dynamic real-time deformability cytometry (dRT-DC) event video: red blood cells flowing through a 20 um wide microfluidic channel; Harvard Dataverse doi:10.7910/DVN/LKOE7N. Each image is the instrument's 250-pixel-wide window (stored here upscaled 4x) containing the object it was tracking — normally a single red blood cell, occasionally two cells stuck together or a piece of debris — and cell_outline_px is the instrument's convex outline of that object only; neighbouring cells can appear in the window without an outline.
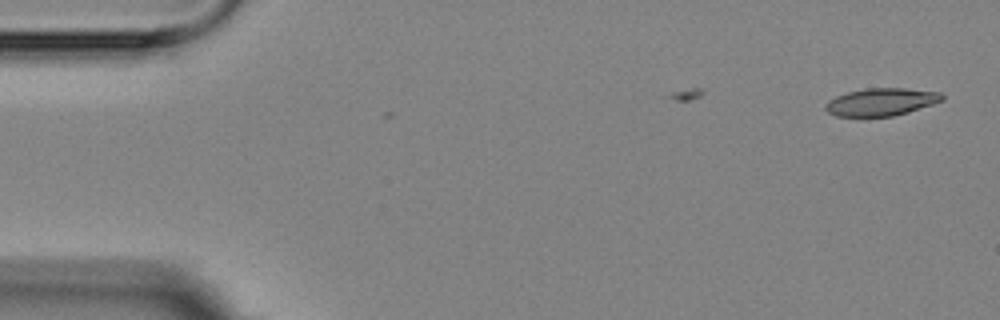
{"species": "Egyptian fruit bat (a non-hibernating species)", "species_latin": "Rousettus aegyptiacus", "temperature_condition": "room temperature", "stored_images_in_passage": 2, "camera_frame_rate_fps": 3000, "um_per_image_px": 0.085, "animal": {"sex": "female"}, "frame": {"image": 1, "passage_image": 2, "time_ms": 1.333, "image_size_px": [1000, 320], "cell_outline_px": [[944, 100], [908, 112], [892, 116], [836, 116], [828, 112], [824, 108], [824, 104], [828, 100], [836, 96], [848, 92], [868, 88], [904, 88], [940, 92], [944, 96]], "centroid_in_image_um": [74.89, 8.66], "position_along_channel_um": 10.1, "area_um2": 18.67}}